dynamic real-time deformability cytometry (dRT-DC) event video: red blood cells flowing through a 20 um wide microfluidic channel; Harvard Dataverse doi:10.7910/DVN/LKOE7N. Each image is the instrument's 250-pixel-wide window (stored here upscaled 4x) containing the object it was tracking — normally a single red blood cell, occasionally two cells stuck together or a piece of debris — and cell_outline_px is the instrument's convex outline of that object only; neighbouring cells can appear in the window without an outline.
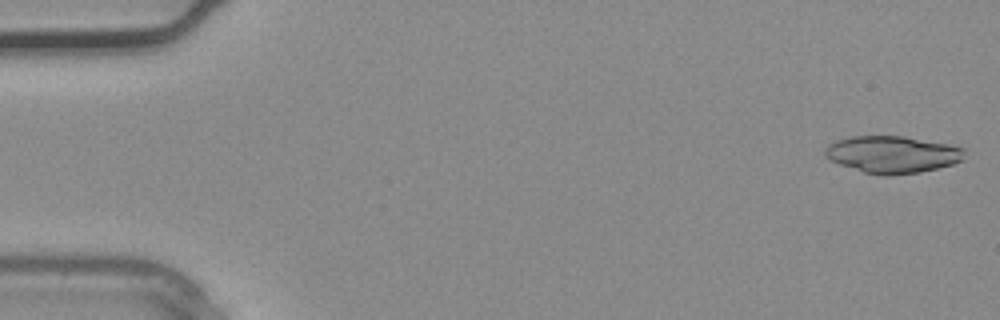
{"species": "common noctule bat (a hibernating species)", "species_latin": "Nyctalus noctula", "temperature_condition": "warm", "stored_images_in_passage": 35, "segment_of_instrument_passage": [1, 2], "camera_frame_rate_fps": 3000, "um_per_image_px": 0.085, "animal": {"sex": "male", "body_mass_g": 20.4}, "frame": {"image": 1, "passage_image": 1, "time_ms": 0.0, "image_size_px": [1000, 320], "cell_outline_px": [[964, 160], [952, 164], [920, 172], [892, 176], [880, 176], [864, 172], [828, 160], [824, 156], [824, 148], [828, 144], [836, 140], [852, 136], [904, 136], [948, 144], [964, 148]], "centroid_in_image_um": [75.82, 13.13], "position_along_channel_um": 9.2, "area_um2": 30.35}}
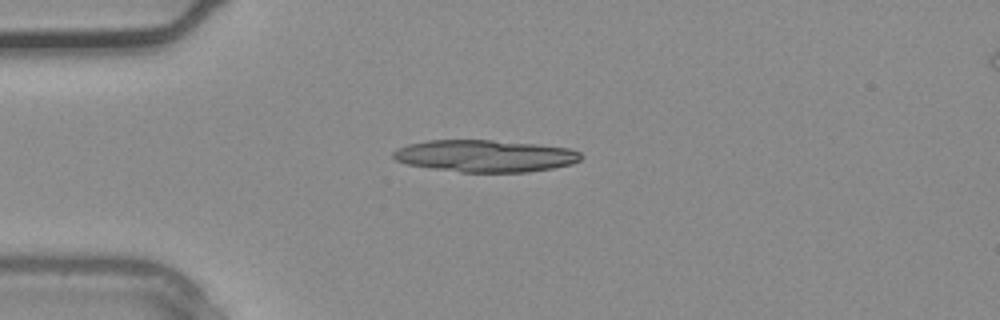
{"frame": {"image": 2, "passage_image": 9, "time_ms": 2.667, "image_size_px": [1000, 320], "cell_outline_px": [[584, 156], [580, 160], [572, 164], [552, 168], [528, 172], [460, 172], [432, 168], [408, 164], [396, 160], [392, 156], [392, 152], [396, 148], [408, 144], [428, 140], [492, 140], [536, 144], [568, 148], [580, 152]], "centroid_in_image_um": [41.23, 13.25], "position_along_channel_um": 43.8, "area_um2": 35.08}}